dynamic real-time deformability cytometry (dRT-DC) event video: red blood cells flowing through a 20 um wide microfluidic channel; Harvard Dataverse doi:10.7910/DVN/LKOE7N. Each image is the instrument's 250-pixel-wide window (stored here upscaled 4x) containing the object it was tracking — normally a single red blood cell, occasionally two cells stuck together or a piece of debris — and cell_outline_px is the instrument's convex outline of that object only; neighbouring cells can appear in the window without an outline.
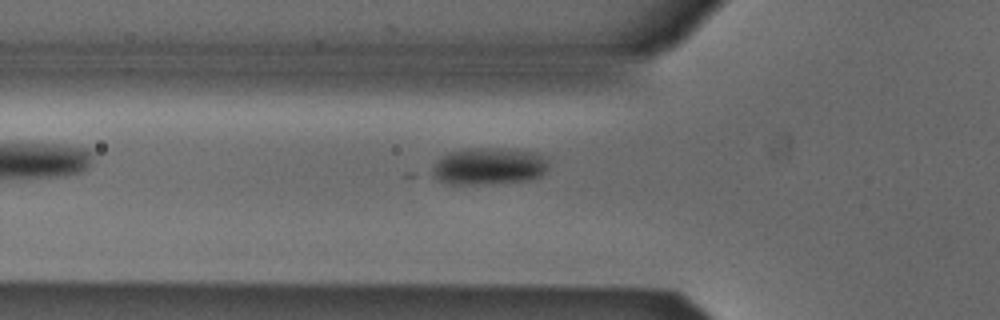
{"species": "Egyptian fruit bat (a non-hibernating species)", "species_latin": "Rousettus aegyptiacus", "temperature_condition": "cold", "stored_images_in_passage": 16, "camera_frame_rate_fps": 3000, "um_per_image_px": 0.085, "animal": {"sex": "male"}, "frame": {"image": 1, "passage_image": 3, "time_ms": 0.667, "image_size_px": [1000, 320], "cell_outline_px": [[548, 168], [540, 176], [528, 180], [472, 184], [448, 184], [440, 180], [432, 172], [432, 168], [448, 152], [464, 148], [500, 148], [536, 152], [548, 160]], "centroid_in_image_um": [41.58, 14.11], "position_along_channel_um": 84.2, "area_um2": 24.74}}
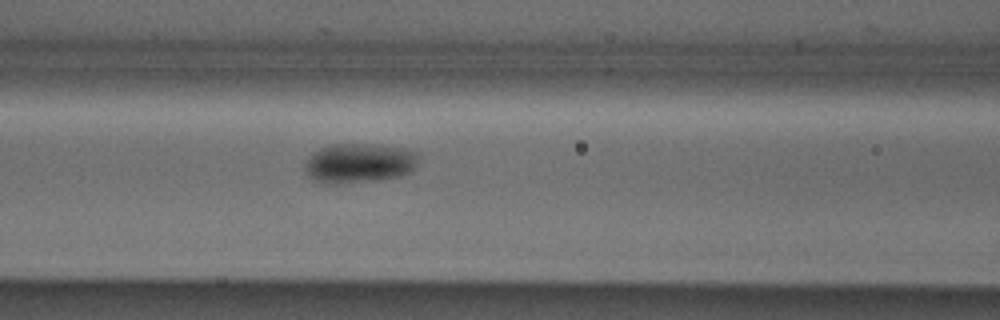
{"frame": {"image": 2, "passage_image": 7, "time_ms": 2.0, "image_size_px": [1000, 320], "cell_outline_px": [[420, 156], [416, 164], [408, 172], [400, 176], [376, 180], [336, 184], [324, 184], [312, 180], [308, 176], [304, 168], [304, 164], [320, 148], [332, 144], [368, 144], [400, 148], [416, 152]], "centroid_in_image_um": [30.49, 13.88], "position_along_channel_um": 136.1, "area_um2": 26.01}}
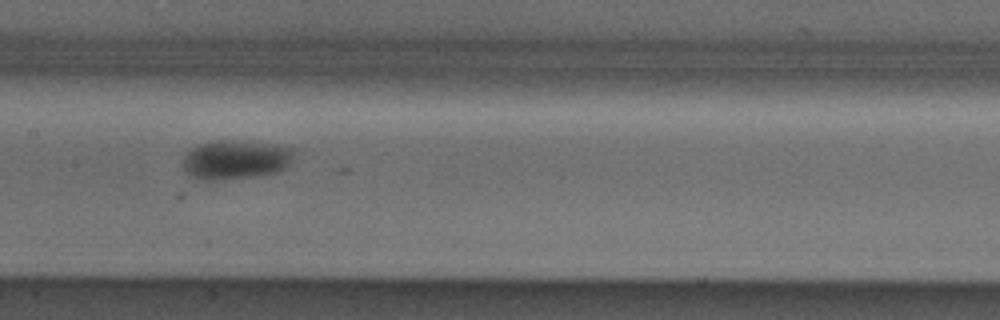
{"frame": {"image": 3, "passage_image": 11, "time_ms": 3.333, "image_size_px": [1000, 320], "cell_outline_px": [[292, 156], [288, 164], [284, 168], [276, 172], [252, 176], [220, 180], [200, 180], [188, 176], [184, 172], [184, 156], [192, 148], [200, 144], [216, 140], [236, 140], [276, 144], [292, 148]], "centroid_in_image_um": [19.97, 13.57], "position_along_channel_um": 187.4, "area_um2": 25.26}}